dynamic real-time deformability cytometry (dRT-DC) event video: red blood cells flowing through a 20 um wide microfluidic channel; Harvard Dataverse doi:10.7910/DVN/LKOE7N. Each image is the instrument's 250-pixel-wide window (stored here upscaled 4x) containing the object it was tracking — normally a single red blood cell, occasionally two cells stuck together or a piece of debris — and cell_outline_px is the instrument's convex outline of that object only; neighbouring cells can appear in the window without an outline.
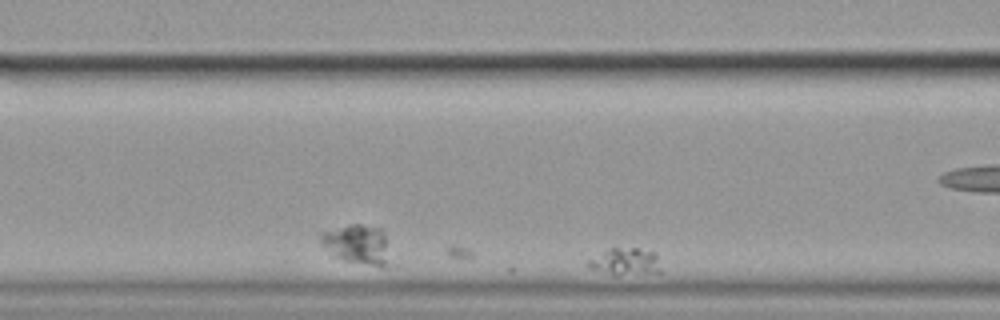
{"species": "common noctule bat (a hibernating species)", "species_latin": "Nyctalus noctula", "temperature_condition": "cold", "stored_images_in_passage": 7, "camera_frame_rate_fps": 3000, "um_per_image_px": 0.085, "animal": {"sex": "female", "body_mass_g": 19.9}, "frame": {"image": 1, "passage_image": 7, "time_ms": 2.0, "image_size_px": [1000, 320], "cell_outline_px": [[660, 272], [616, 276], [612, 276], [588, 268], [584, 264], [588, 260], [608, 248], [636, 248], [656, 252], [660, 268]], "centroid_in_image_um": [53.1, 22.26], "position_along_channel_um": 113.5, "area_um2": 11.85}}